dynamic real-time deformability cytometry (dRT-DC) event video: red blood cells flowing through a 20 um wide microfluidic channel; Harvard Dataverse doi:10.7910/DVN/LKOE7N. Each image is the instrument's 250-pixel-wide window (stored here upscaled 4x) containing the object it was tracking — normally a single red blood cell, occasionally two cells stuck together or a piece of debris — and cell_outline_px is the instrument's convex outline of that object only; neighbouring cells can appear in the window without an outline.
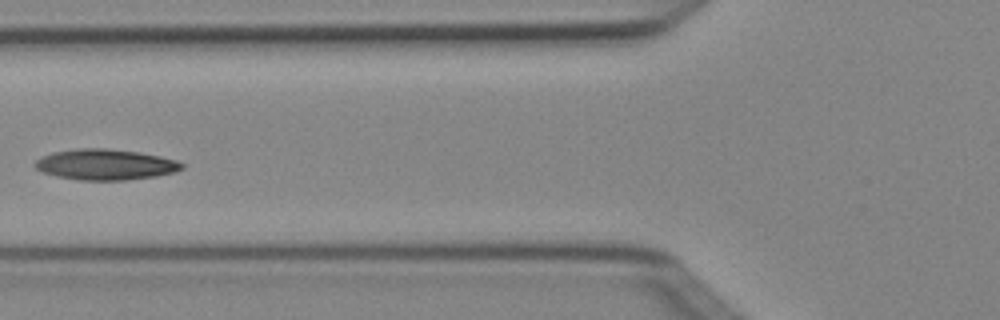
{"species": "Egyptian fruit bat (a non-hibernating species)", "species_latin": "Rousettus aegyptiacus", "temperature_condition": "cold", "stored_images_in_passage": 3, "camera_frame_rate_fps": 3000, "um_per_image_px": 0.085, "animal": {"sex": "female"}, "frame": {"image": 1, "passage_image": 2, "time_ms": 0.333, "image_size_px": [1000, 320], "cell_outline_px": [[184, 168], [176, 172], [156, 176], [128, 180], [80, 180], [56, 176], [44, 172], [36, 168], [32, 164], [40, 156], [52, 152], [76, 148], [108, 148], [140, 152], [160, 156], [176, 160], [184, 164]], "centroid_in_image_um": [8.96, 13.98], "position_along_channel_um": 116.8, "area_um2": 26.59}}
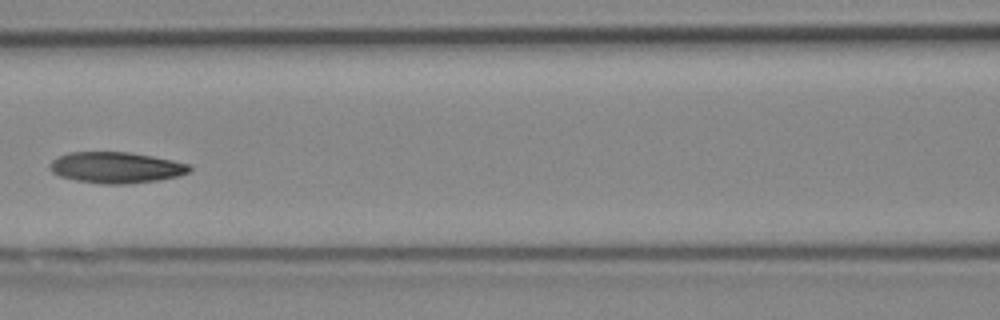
{"frame": {"image": 2, "passage_image": 3, "time_ms": 0.667, "image_size_px": [1000, 320], "cell_outline_px": [[192, 168], [188, 172], [176, 176], [156, 180], [128, 184], [104, 184], [76, 180], [60, 176], [52, 172], [48, 168], [52, 160], [68, 152], [128, 152], [152, 156], [172, 160], [188, 164]], "centroid_in_image_um": [9.83, 14.24], "position_along_channel_um": 156.8, "area_um2": 25.09}}